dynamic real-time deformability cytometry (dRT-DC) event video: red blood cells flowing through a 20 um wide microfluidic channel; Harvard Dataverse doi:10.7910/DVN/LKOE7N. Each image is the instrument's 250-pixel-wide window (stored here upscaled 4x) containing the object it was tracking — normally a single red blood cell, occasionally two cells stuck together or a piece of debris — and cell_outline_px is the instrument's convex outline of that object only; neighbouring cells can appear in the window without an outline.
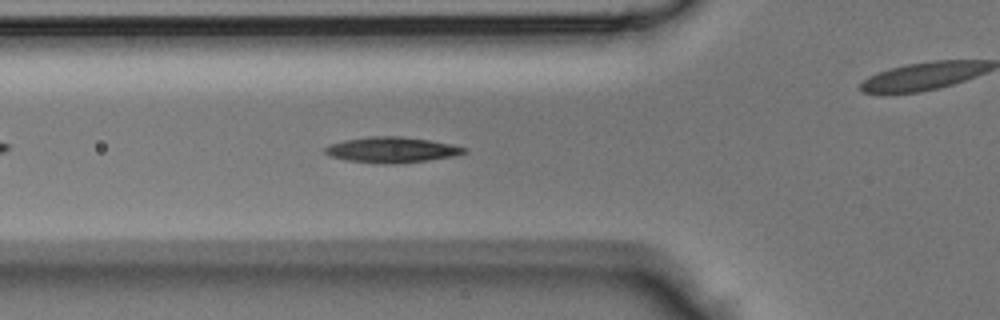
{"species": "Egyptian fruit bat (a non-hibernating species)", "species_latin": "Rousettus aegyptiacus", "temperature_condition": "room temperature", "stored_images_in_passage": 35, "camera_frame_rate_fps": 3000, "um_per_image_px": 0.085, "animal": {"sex": "male"}, "frame": {"image": 1, "passage_image": 6, "time_ms": 1.667, "image_size_px": [1000, 320], "cell_outline_px": [[468, 152], [452, 156], [424, 160], [348, 160], [332, 156], [324, 152], [324, 148], [328, 144], [344, 140], [368, 136], [400, 136], [428, 140], [452, 144], [468, 148]], "centroid_in_image_um": [33.31, 12.66], "position_along_channel_um": 92.5, "area_um2": 19.36}}
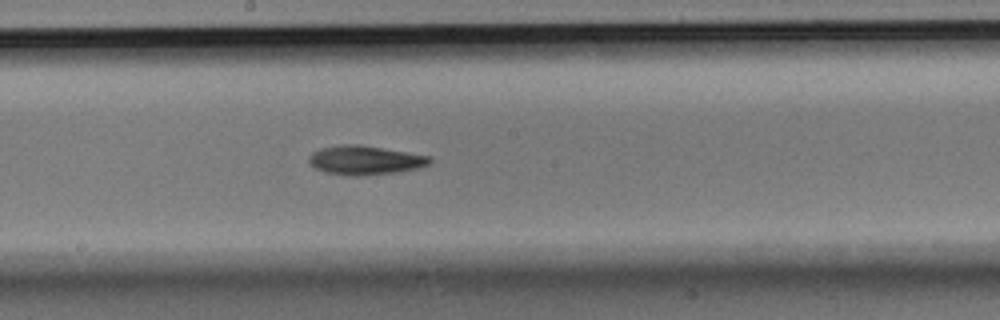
{"frame": {"image": 2, "passage_image": 14, "time_ms": 4.333, "image_size_px": [1000, 320], "cell_outline_px": [[432, 164], [420, 168], [400, 172], [364, 176], [352, 176], [324, 172], [316, 168], [308, 160], [308, 156], [312, 152], [320, 148], [340, 144], [356, 144], [428, 156], [432, 160]], "centroid_in_image_um": [31.02, 13.63], "position_along_channel_um": 217.2, "area_um2": 20.52}}
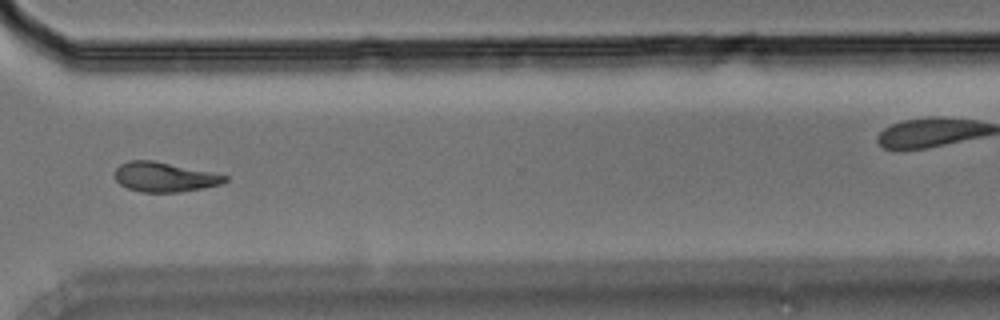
{"frame": {"image": 3, "passage_image": 23, "time_ms": 7.333, "image_size_px": [1000, 320], "cell_outline_px": [[228, 180], [220, 184], [204, 188], [180, 192], [140, 192], [128, 188], [120, 184], [116, 180], [116, 168], [120, 164], [128, 160], [152, 160], [228, 176]], "centroid_in_image_um": [13.95, 15.05], "position_along_channel_um": 356.6, "area_um2": 18.79}}